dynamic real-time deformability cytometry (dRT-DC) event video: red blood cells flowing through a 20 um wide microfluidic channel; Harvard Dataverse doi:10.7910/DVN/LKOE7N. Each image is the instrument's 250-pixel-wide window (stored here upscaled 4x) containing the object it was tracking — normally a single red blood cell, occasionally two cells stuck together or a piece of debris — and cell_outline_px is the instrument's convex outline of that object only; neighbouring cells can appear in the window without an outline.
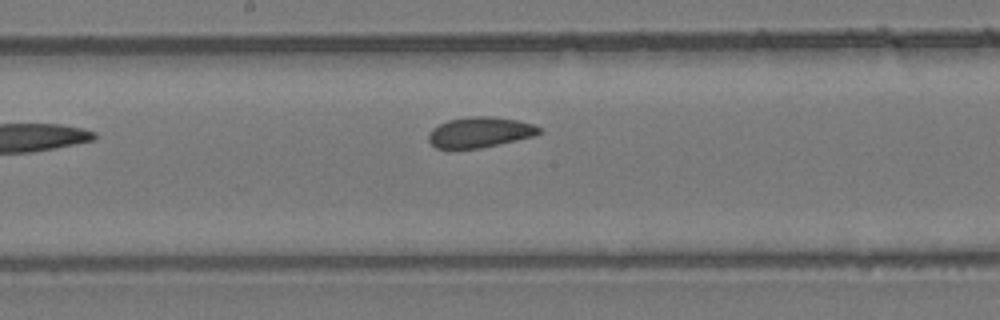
{"species": "common noctule bat (a hibernating species)", "species_latin": "Nyctalus noctula", "temperature_condition": "room temperature", "stored_images_in_passage": 7, "camera_frame_rate_fps": 3000, "um_per_image_px": 0.085, "animal": {"sex": "female", "body_mass_g": 24.6, "forearm_length_mm": 56.2}, "frame": {"image": 1, "passage_image": 7, "time_ms": 2.0, "image_size_px": [1000, 320], "cell_outline_px": [[544, 132], [532, 136], [516, 140], [480, 148], [436, 148], [428, 140], [428, 132], [432, 128], [448, 120], [468, 116], [492, 116], [516, 120], [532, 124], [544, 128]], "centroid_in_image_um": [40.8, 11.23], "position_along_channel_um": 207.4, "area_um2": 19.65}}